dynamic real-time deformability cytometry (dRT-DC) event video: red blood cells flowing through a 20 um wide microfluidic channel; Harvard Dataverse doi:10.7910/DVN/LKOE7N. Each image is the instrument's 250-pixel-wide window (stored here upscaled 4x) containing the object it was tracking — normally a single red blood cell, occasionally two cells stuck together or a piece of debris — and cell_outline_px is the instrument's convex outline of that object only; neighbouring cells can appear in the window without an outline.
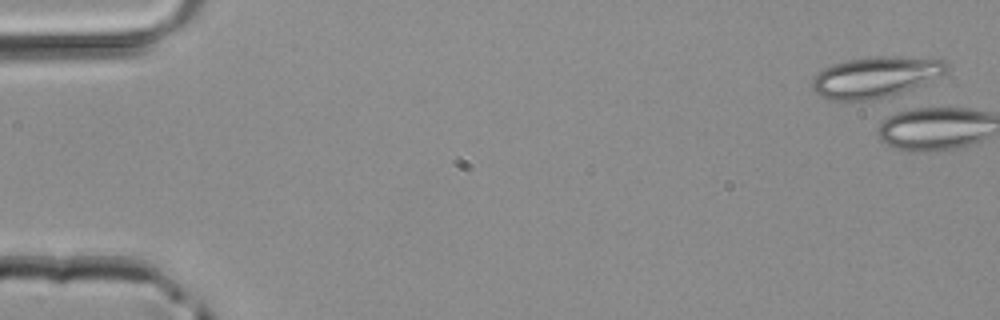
{"species": "common noctule bat (a hibernating species)", "species_latin": "Nyctalus noctula", "temperature_condition": "room temperature", "stored_images_in_passage": 6, "camera_frame_rate_fps": 3000, "um_per_image_px": 0.085, "animal": {"sex": "male", "body_mass_g": 20.4}, "frame": {"image": 1, "passage_image": 1, "time_ms": 0.0, "image_size_px": [1000, 320], "cell_outline_px": [[948, 68], [940, 76], [900, 92], [872, 100], [832, 100], [820, 96], [812, 88], [812, 80], [824, 68], [832, 64], [848, 60], [872, 56], [888, 56], [944, 60], [948, 64]], "centroid_in_image_um": [74.38, 6.54], "position_along_channel_um": 10.6, "area_um2": 31.39}}
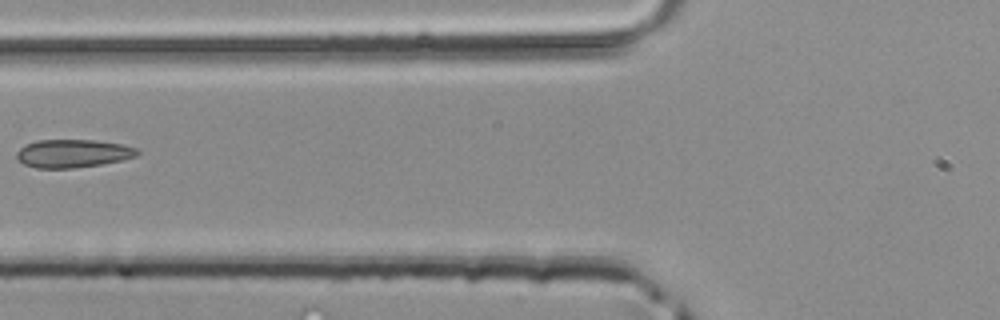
{"frame": {"image": 2, "passage_image": 6, "time_ms": 1.667, "image_size_px": [1000, 320], "cell_outline_px": [[140, 152], [136, 156], [124, 160], [104, 164], [72, 168], [36, 168], [24, 164], [16, 156], [16, 152], [24, 144], [36, 140], [96, 140], [120, 144], [136, 148]], "centroid_in_image_um": [6.19, 13.04], "position_along_channel_um": 119.6, "area_um2": 19.88}}